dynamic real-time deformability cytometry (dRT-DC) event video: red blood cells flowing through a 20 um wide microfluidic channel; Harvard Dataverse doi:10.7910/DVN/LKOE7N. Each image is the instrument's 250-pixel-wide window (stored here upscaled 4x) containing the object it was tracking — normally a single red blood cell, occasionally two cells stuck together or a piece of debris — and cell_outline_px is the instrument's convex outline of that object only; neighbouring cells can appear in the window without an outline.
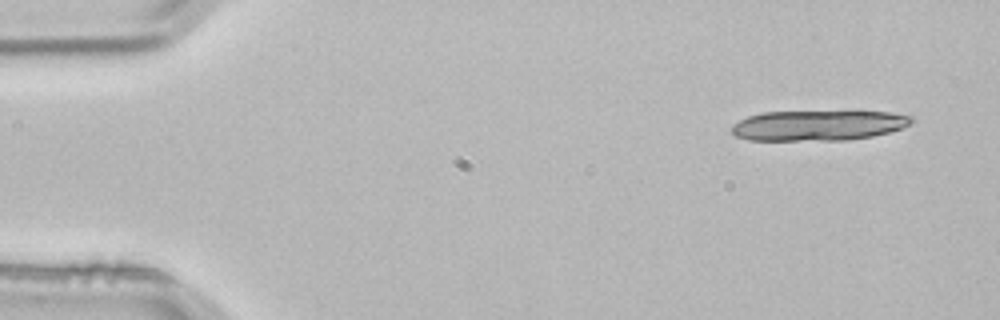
{"species": "common noctule bat (a hibernating species)", "species_latin": "Nyctalus noctula", "temperature_condition": "room temperature", "stored_images_in_passage": 4, "camera_frame_rate_fps": 3000, "um_per_image_px": 0.085, "animal": {"sex": "male", "body_mass_g": 21.5, "forearm_length_mm": 52.0}, "frame": {"image": 1, "passage_image": 1, "time_ms": 0.0, "image_size_px": [1000, 320], "cell_outline_px": [[912, 124], [904, 128], [872, 136], [848, 140], [748, 140], [736, 136], [732, 132], [732, 124], [748, 116], [764, 112], [892, 112], [912, 116]], "centroid_in_image_um": [69.57, 10.67], "position_along_channel_um": 15.4, "area_um2": 31.62}}